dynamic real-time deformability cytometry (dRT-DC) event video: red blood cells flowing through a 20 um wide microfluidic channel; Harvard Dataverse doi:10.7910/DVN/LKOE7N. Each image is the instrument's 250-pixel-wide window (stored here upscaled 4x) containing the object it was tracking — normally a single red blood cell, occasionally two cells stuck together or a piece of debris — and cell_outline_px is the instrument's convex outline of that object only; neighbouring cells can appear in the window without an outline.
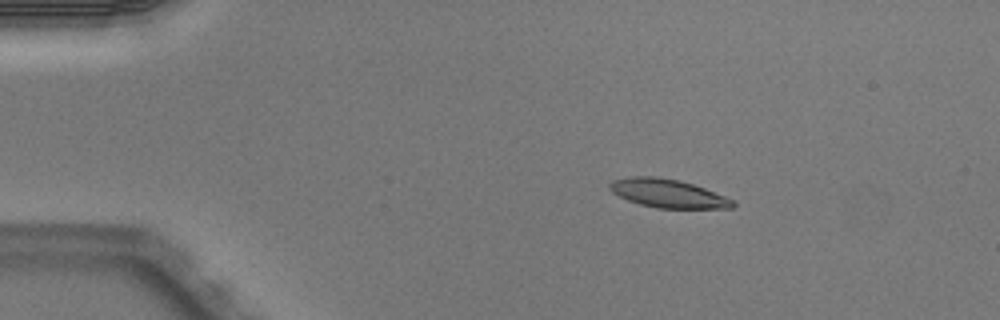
{"species": "Egyptian fruit bat (a non-hibernating species)", "species_latin": "Rousettus aegyptiacus", "temperature_condition": "warm", "stored_images_in_passage": 5, "camera_frame_rate_fps": 3000, "um_per_image_px": 0.085, "animal": {"sex": "male"}, "frame": {"image": 1, "passage_image": 2, "time_ms": 0.333, "image_size_px": [1000, 320], "cell_outline_px": [[736, 204], [732, 208], [656, 208], [640, 204], [628, 200], [612, 192], [608, 188], [608, 184], [612, 180], [632, 176], [652, 176], [680, 180], [704, 188], [724, 196], [732, 200]], "centroid_in_image_um": [56.73, 16.43], "position_along_channel_um": 28.3, "area_um2": 20.29}}
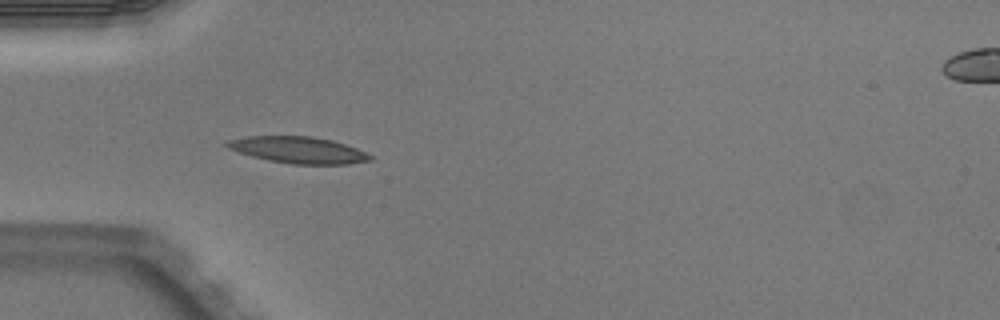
{"frame": {"image": 2, "passage_image": 4, "time_ms": 1.0, "image_size_px": [1000, 320], "cell_outline_px": [[372, 160], [348, 164], [292, 164], [268, 160], [252, 156], [228, 148], [224, 144], [228, 140], [248, 136], [308, 136], [332, 140], [356, 148], [372, 156]], "centroid_in_image_um": [25.35, 12.75], "position_along_channel_um": 59.7, "area_um2": 21.91}}
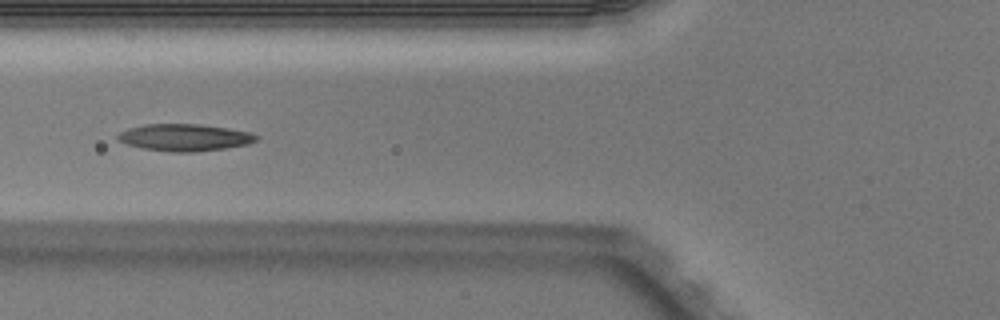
{"frame": {"image": 3, "passage_image": 5, "time_ms": 1.333, "image_size_px": [1000, 320], "cell_outline_px": [[256, 140], [248, 144], [224, 148], [196, 152], [172, 152], [144, 148], [128, 144], [116, 140], [116, 136], [120, 132], [128, 128], [144, 124], [200, 124], [228, 128], [248, 132], [256, 136]], "centroid_in_image_um": [15.64, 11.68], "position_along_channel_um": 110.2, "area_um2": 21.62}}